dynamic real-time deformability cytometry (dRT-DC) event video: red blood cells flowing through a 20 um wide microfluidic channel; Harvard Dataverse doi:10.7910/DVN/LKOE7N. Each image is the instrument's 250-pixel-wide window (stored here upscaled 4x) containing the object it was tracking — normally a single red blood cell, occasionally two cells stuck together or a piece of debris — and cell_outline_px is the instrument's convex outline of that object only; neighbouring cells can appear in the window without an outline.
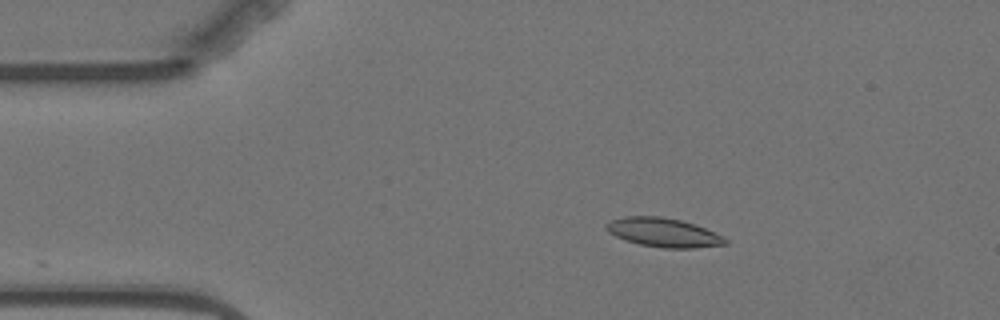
{"species": "Egyptian fruit bat (a non-hibernating species)", "species_latin": "Rousettus aegyptiacus", "temperature_condition": "warm", "stored_images_in_passage": 5, "camera_frame_rate_fps": 3000, "um_per_image_px": 0.085, "animal": {"sex": "female"}, "frame": {"image": 1, "passage_image": 3, "time_ms": 2.333, "image_size_px": [1000, 320], "cell_outline_px": [[728, 244], [692, 248], [664, 248], [640, 244], [624, 240], [608, 232], [604, 228], [604, 224], [612, 220], [624, 216], [660, 216], [680, 220], [704, 228], [724, 236], [728, 240]], "centroid_in_image_um": [56.37, 19.76], "position_along_channel_um": 28.6, "area_um2": 20.06}}
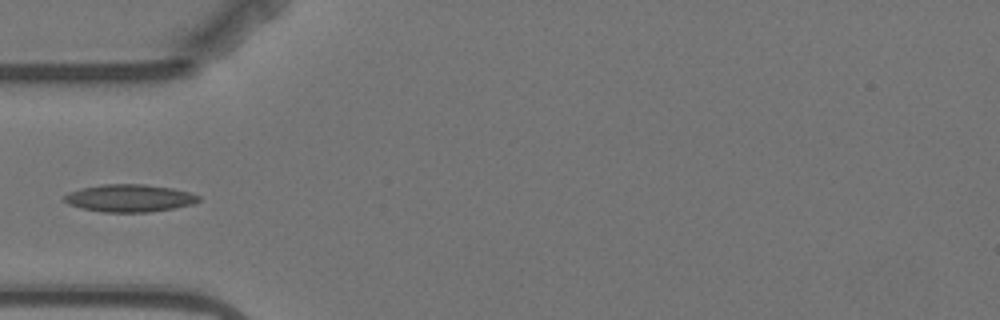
{"frame": {"image": 2, "passage_image": 5, "time_ms": 5.0, "image_size_px": [1000, 320], "cell_outline_px": [[200, 200], [192, 204], [176, 208], [148, 212], [104, 212], [80, 208], [68, 204], [64, 200], [64, 196], [68, 192], [80, 188], [100, 184], [144, 184], [172, 188], [188, 192], [200, 196]], "centroid_in_image_um": [10.98, 16.84], "position_along_channel_um": 74.0, "area_um2": 21.62}}